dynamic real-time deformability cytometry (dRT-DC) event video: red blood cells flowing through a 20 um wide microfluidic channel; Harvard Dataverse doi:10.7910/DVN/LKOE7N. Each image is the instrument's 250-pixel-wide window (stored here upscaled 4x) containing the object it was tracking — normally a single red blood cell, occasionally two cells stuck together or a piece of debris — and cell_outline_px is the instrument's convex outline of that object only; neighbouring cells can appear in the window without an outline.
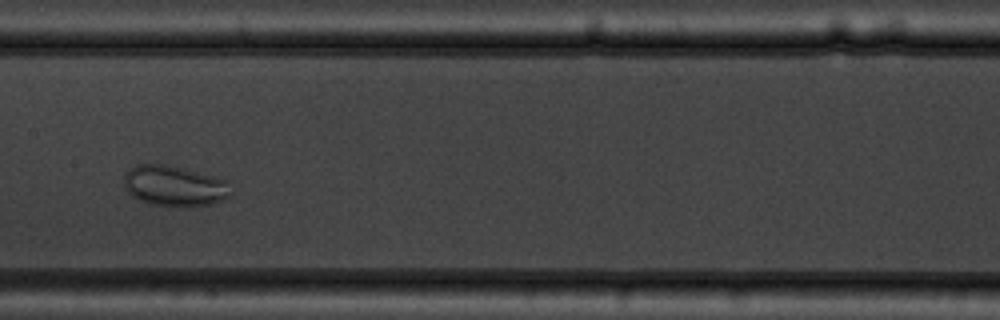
{"species": "common noctule bat (a hibernating species)", "species_latin": "Nyctalus noctula", "temperature_condition": "warm", "stored_images_in_passage": 46, "camera_frame_rate_fps": 3000, "um_per_image_px": 0.085, "animal": {"sex": "male", "body_mass_g": 19.5, "forearm_length_mm": 54.6}, "frame": {"image": 1, "passage_image": 20, "time_ms": 6.333, "image_size_px": [1000, 320], "cell_outline_px": [[228, 196], [224, 200], [212, 204], [176, 208], [152, 204], [140, 200], [132, 196], [128, 192], [124, 184], [124, 176], [128, 168], [136, 164], [168, 164], [184, 168], [228, 180]], "centroid_in_image_um": [14.79, 15.8], "position_along_channel_um": 192.6, "area_um2": 25.55}, "authors_computed_cell_mechanics": {"area_um2": 28.4087, "velocity_mm_per_s": 3.7471, "shape_relaxation_time_tau1_ms": 3.0035, "shape_relaxation_time_tau2_ms": null, "deformation_change_tau1": 0.0415, "deformation_change_tau2": null}}